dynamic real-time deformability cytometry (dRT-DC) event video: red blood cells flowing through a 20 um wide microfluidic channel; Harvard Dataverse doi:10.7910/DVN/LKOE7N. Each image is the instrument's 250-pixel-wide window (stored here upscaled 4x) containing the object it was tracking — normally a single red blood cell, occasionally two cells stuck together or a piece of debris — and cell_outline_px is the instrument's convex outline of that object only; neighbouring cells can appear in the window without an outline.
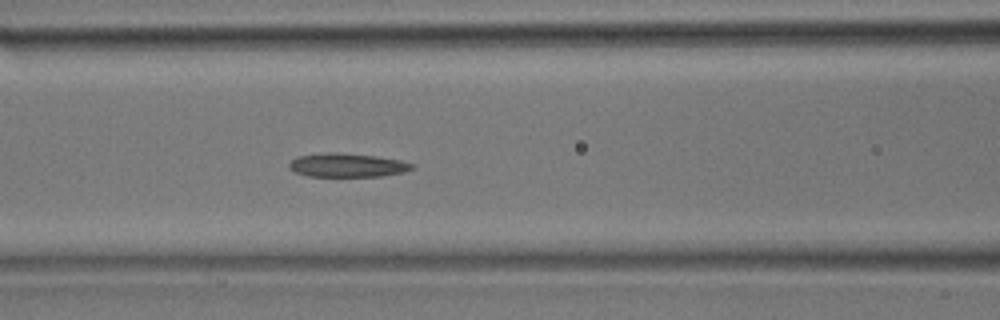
{"species": "common noctule bat (a hibernating species)", "species_latin": "Nyctalus noctula", "temperature_condition": "room temperature", "stored_images_in_passage": 21, "camera_frame_rate_fps": 3000, "um_per_image_px": 0.085, "animal": {"sex": "male", "body_mass_g": 17.9}, "frame": {"image": 1, "passage_image": 15, "time_ms": 4.667, "image_size_px": [1000, 320], "cell_outline_px": [[416, 168], [404, 172], [380, 176], [308, 176], [296, 172], [288, 168], [288, 164], [296, 156], [324, 152], [336, 152], [376, 156], [400, 160], [416, 164]], "centroid_in_image_um": [29.53, 14.03], "position_along_channel_um": 137.1, "area_um2": 17.17}}
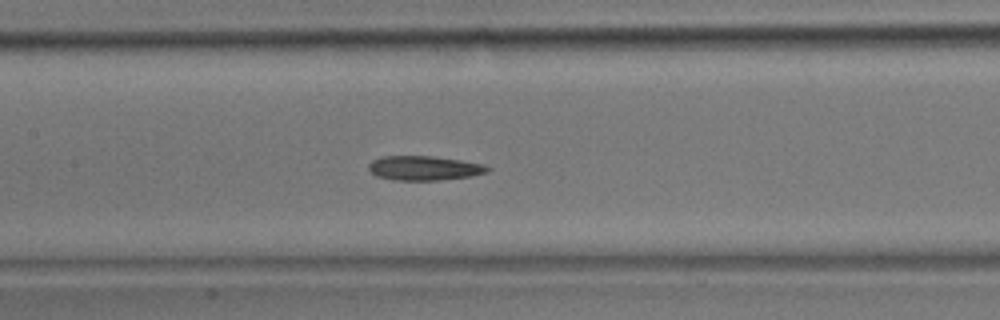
{"frame": {"image": 2, "passage_image": 17, "time_ms": 5.333, "image_size_px": [1000, 320], "cell_outline_px": [[492, 168], [488, 172], [472, 176], [440, 180], [392, 180], [376, 176], [368, 168], [368, 164], [372, 160], [384, 156], [432, 156], [460, 160], [484, 164]], "centroid_in_image_um": [36.07, 14.29], "position_along_channel_um": 171.3, "area_um2": 16.99}}